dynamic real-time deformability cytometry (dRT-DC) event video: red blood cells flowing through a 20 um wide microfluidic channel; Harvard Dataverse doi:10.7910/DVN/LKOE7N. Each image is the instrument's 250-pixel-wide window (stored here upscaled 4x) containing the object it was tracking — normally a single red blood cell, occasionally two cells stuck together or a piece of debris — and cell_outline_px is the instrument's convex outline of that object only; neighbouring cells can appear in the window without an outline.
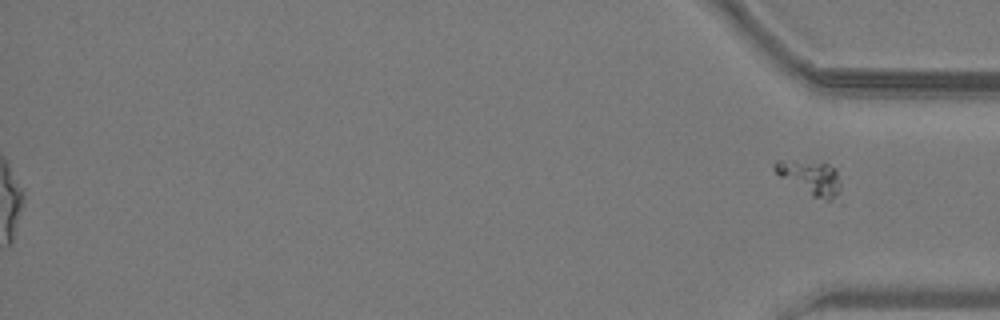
{"species": "common noctule bat (a hibernating species)", "species_latin": "Nyctalus noctula", "temperature_condition": "warm", "stored_images_in_passage": 45, "camera_frame_rate_fps": 3000, "um_per_image_px": 0.085, "animal": {"sex": "male", "body_mass_g": 19.2, "forearm_length_mm": 51.8}, "frame": {"image": 1, "passage_image": 45, "time_ms": 14.667, "image_size_px": [1000, 320], "cell_outline_px": [[840, 188], [836, 196], [828, 200], [824, 200], [812, 196], [780, 176], [772, 168], [772, 164], [776, 160], [784, 160], [828, 164], [836, 168], [840, 184]], "centroid_in_image_um": [68.87, 15.08], "position_along_channel_um": 366.3, "area_um2": 12.77}, "authors_computed_cell_mechanics": {"area_um2": 17.8024, "velocity_mm_per_s": 4.0466, "shape_relaxation_time_tau1_ms": null, "shape_relaxation_time_tau2_ms": 1.7504, "deformation_change_tau1": null, "deformation_change_tau2": 0.1141}}